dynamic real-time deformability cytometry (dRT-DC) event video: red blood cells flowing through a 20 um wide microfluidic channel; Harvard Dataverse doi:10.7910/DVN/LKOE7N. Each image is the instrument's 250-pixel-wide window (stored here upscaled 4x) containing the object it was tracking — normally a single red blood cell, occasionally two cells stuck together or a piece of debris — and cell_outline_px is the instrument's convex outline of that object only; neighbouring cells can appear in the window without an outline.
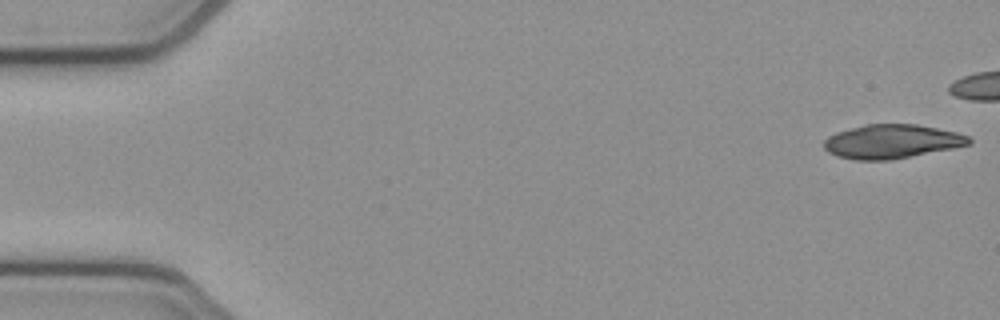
{"species": "common noctule bat (a hibernating species)", "species_latin": "Nyctalus noctula", "temperature_condition": "cold", "stored_images_in_passage": 42, "camera_frame_rate_fps": 3000, "um_per_image_px": 0.085, "animal": {"sex": "female", "body_mass_g": 21.9}, "frame": {"image": 1, "passage_image": 1, "time_ms": 0.0, "image_size_px": [1000, 320], "cell_outline_px": [[972, 144], [952, 148], [888, 160], [856, 160], [836, 156], [828, 152], [824, 148], [824, 140], [828, 136], [836, 132], [864, 124], [916, 124], [956, 132], [968, 136], [972, 140]], "centroid_in_image_um": [75.77, 12.02], "position_along_channel_um": 9.2, "area_um2": 28.55}}